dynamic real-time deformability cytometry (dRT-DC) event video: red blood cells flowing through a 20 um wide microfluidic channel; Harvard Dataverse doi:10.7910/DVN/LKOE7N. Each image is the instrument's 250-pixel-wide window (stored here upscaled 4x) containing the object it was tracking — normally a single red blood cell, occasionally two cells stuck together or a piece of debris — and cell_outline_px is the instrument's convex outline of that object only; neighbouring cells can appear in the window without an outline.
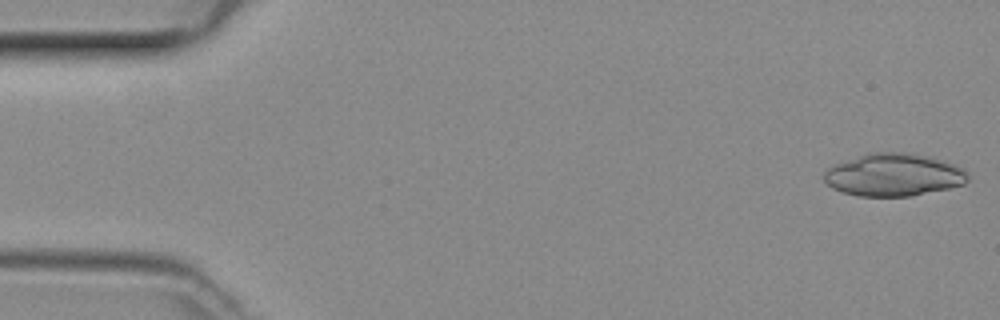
{"species": "common noctule bat (a hibernating species)", "species_latin": "Nyctalus noctula", "temperature_condition": "room temperature", "stored_images_in_passage": 47, "segment_of_instrument_passage": [1, 2], "camera_frame_rate_fps": 3000, "um_per_image_px": 0.085, "animal": {"sex": "female", "body_mass_g": 29.2, "forearm_length_mm": 56.3}, "frame": {"image": 1, "passage_image": 1, "time_ms": 0.0, "image_size_px": [1000, 320], "cell_outline_px": [[968, 180], [964, 184], [948, 188], [912, 196], [860, 196], [840, 192], [832, 188], [824, 180], [824, 172], [828, 168], [836, 164], [868, 152], [896, 152], [924, 156], [940, 160], [964, 168], [968, 176]], "centroid_in_image_um": [75.94, 14.88], "position_along_channel_um": 9.1, "area_um2": 35.37}}